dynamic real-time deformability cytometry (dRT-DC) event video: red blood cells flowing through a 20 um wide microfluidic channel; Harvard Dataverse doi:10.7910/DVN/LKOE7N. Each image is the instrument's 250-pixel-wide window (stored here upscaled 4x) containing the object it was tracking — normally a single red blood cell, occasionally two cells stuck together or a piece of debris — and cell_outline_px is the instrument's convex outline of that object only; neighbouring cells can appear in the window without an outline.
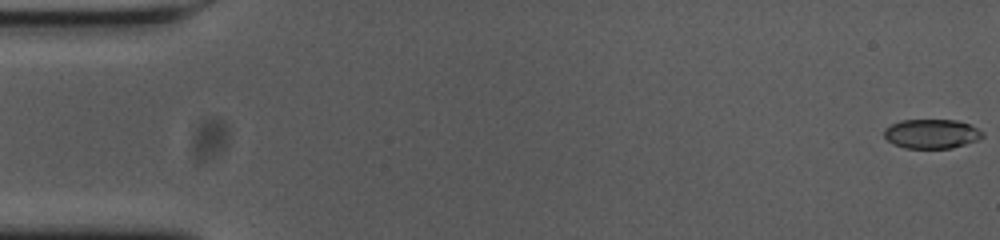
{"species": "common noctule bat (a hibernating species)", "species_latin": "Nyctalus noctula", "temperature_condition": "cold", "stored_images_in_passage": 56, "camera_frame_rate_fps": 3000, "um_per_image_px": 0.085, "animal": {"sex": "female", "body_mass_g": 23.0, "forearm_length_mm": 53.4}, "frame": {"image": 1, "passage_image": 1, "time_ms": 0.0, "image_size_px": [1000, 240], "cell_outline_px": [[984, 136], [976, 140], [952, 148], [904, 148], [892, 144], [884, 136], [884, 128], [900, 120], [956, 120], [968, 124], [984, 132]], "centroid_in_image_um": [79.15, 11.37], "position_along_channel_um": 5.8, "area_um2": 16.76}}
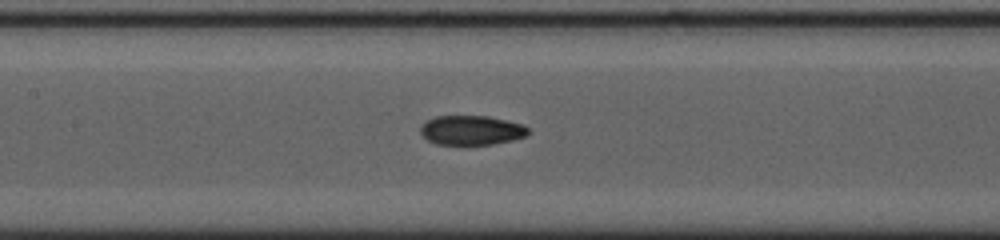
{"frame": {"image": 2, "passage_image": 26, "time_ms": 8.333, "image_size_px": [1000, 240], "cell_outline_px": [[528, 132], [524, 136], [512, 140], [492, 144], [436, 144], [428, 140], [420, 132], [420, 128], [428, 120], [436, 116], [488, 116], [520, 124], [528, 128]], "centroid_in_image_um": [40.04, 11.07], "position_along_channel_um": 167.4, "area_um2": 18.09}}
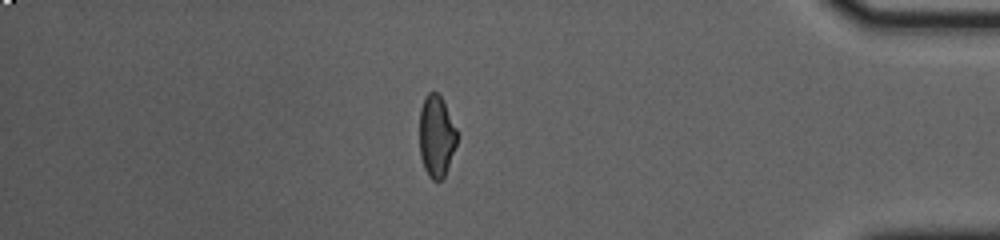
{"frame": {"image": 3, "passage_image": 48, "time_ms": 15.667, "image_size_px": [1000, 240], "cell_outline_px": [[456, 144], [444, 176], [440, 180], [432, 180], [428, 176], [424, 168], [420, 156], [420, 108], [428, 92], [436, 92], [440, 96], [456, 128]], "centroid_in_image_um": [37.07, 11.59], "position_along_channel_um": 398.1, "area_um2": 17.46}, "authors_computed_cell_mechanics": {"area_um2": 18.4382, "velocity_mm_per_s": 3.6821, "shape_relaxation_time_tau1_ms": 9.1683, "shape_relaxation_time_tau2_ms": 1.9734, "deformation_change_tau1": 0.2137, "deformation_change_tau2": 0.0605}}